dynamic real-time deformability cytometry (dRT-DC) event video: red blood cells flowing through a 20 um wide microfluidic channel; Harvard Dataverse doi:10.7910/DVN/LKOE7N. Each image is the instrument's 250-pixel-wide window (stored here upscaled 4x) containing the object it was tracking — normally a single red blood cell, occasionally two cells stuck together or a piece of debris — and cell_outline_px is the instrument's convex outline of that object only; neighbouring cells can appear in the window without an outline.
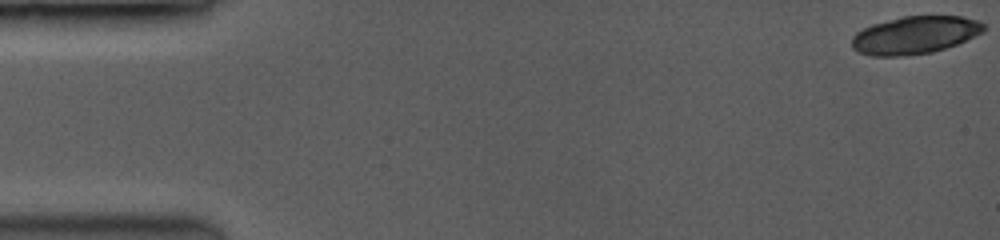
{"species": "common noctule bat (a hibernating species)", "species_latin": "Nyctalus noctula", "temperature_condition": "room temperature", "stored_images_in_passage": 14, "camera_frame_rate_fps": 3500, "um_per_image_px": 0.085, "animal": {"sex": "female", "body_mass_g": 19.0, "forearm_length_mm": 53.3}, "frame": {"image": 1, "passage_image": 1, "time_ms": 0.0, "image_size_px": [1000, 240], "cell_outline_px": [[984, 28], [980, 32], [956, 44], [932, 52], [896, 56], [876, 56], [860, 52], [852, 48], [852, 36], [856, 32], [872, 24], [904, 16], [960, 16], [976, 20], [984, 24]], "centroid_in_image_um": [77.71, 2.97], "position_along_channel_um": 7.3, "area_um2": 28.38}}